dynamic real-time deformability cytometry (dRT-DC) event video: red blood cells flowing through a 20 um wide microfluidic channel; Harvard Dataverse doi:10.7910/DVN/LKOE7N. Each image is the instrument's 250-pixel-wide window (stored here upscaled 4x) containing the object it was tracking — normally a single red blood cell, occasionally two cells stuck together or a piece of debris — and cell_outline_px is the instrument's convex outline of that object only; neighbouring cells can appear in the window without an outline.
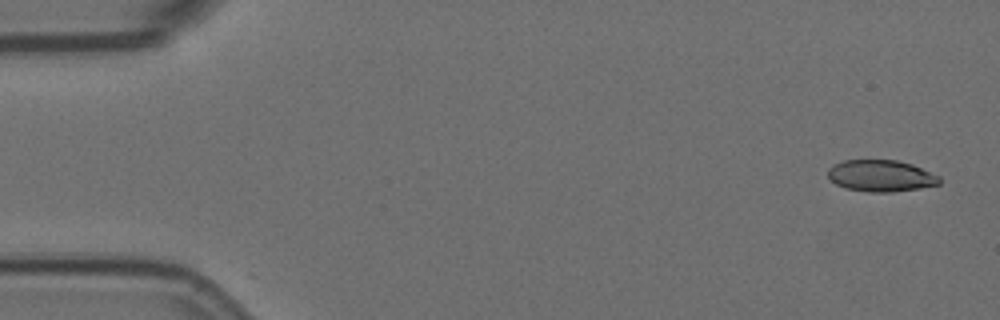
{"species": "Egyptian fruit bat (a non-hibernating species)", "species_latin": "Rousettus aegyptiacus", "temperature_condition": "room temperature", "stored_images_in_passage": 5, "camera_frame_rate_fps": 3000, "um_per_image_px": 0.085, "animal": {"sex": "female"}, "frame": {"image": 1, "passage_image": 1, "time_ms": 0.0, "image_size_px": [1000, 320], "cell_outline_px": [[940, 184], [920, 188], [892, 192], [868, 192], [844, 188], [836, 184], [828, 176], [828, 168], [832, 164], [844, 160], [896, 160], [912, 164], [940, 176]], "centroid_in_image_um": [74.86, 14.94], "position_along_channel_um": 10.1, "area_um2": 20.63}}
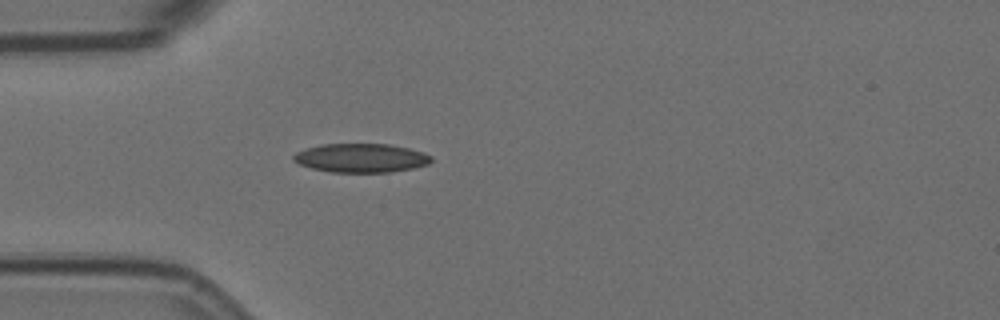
{"frame": {"image": 2, "passage_image": 5, "time_ms": 1.333, "image_size_px": [1000, 320], "cell_outline_px": [[432, 160], [428, 164], [412, 168], [392, 172], [332, 172], [312, 168], [300, 164], [292, 160], [292, 156], [296, 152], [320, 144], [388, 144], [408, 148], [424, 152], [432, 156]], "centroid_in_image_um": [30.69, 13.42], "position_along_channel_um": 54.3, "area_um2": 23.12}}